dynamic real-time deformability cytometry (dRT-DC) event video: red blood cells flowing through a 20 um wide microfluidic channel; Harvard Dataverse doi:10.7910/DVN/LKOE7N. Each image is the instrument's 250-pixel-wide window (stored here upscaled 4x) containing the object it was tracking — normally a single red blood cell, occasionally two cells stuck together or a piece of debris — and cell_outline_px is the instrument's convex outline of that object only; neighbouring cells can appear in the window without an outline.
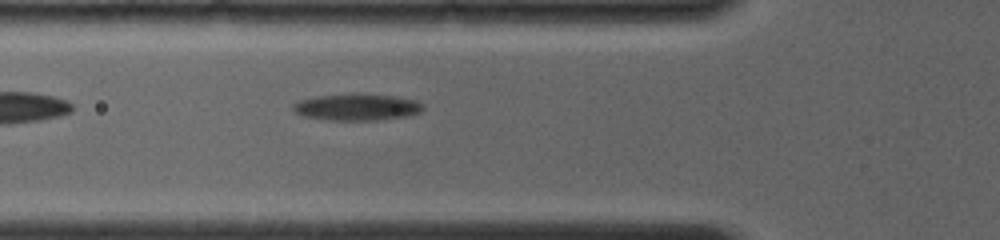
{"species": "common noctule bat (a hibernating species)", "species_latin": "Nyctalus noctula", "temperature_condition": "room temperature", "stored_images_in_passage": 28, "camera_frame_rate_fps": 4000, "um_per_image_px": 0.085, "animal": {"sex": "female", "body_mass_g": 19.0, "forearm_length_mm": 56.7}, "frame": {"image": 1, "passage_image": 2, "time_ms": 0.5, "image_size_px": [1000, 240], "cell_outline_px": [[424, 108], [420, 112], [404, 116], [380, 120], [328, 120], [304, 116], [296, 112], [292, 108], [292, 104], [300, 100], [316, 96], [352, 92], [356, 92], [396, 96], [416, 100], [424, 104]], "centroid_in_image_um": [30.34, 9.08], "position_along_channel_um": 95.5, "area_um2": 20.58}}
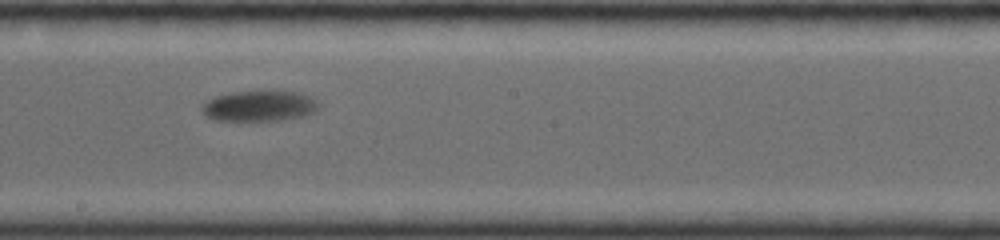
{"frame": {"image": 2, "passage_image": 14, "time_ms": 4.0, "image_size_px": [1000, 240], "cell_outline_px": [[320, 104], [316, 112], [304, 116], [280, 120], [216, 120], [204, 116], [200, 108], [200, 104], [216, 96], [232, 92], [300, 92], [316, 100]], "centroid_in_image_um": [22.02, 9.02], "position_along_channel_um": 226.2, "area_um2": 20.75}}
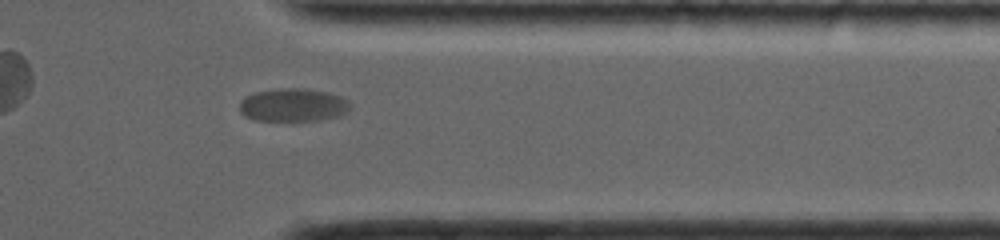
{"frame": {"image": 3, "passage_image": 23, "time_ms": 8.25, "image_size_px": [1000, 240], "cell_outline_px": [[352, 104], [348, 112], [340, 116], [320, 120], [256, 120], [244, 116], [240, 112], [240, 100], [256, 92], [280, 88], [304, 88], [328, 92], [340, 96], [348, 100]], "centroid_in_image_um": [24.96, 8.92], "position_along_channel_um": 386.4, "area_um2": 21.44}}